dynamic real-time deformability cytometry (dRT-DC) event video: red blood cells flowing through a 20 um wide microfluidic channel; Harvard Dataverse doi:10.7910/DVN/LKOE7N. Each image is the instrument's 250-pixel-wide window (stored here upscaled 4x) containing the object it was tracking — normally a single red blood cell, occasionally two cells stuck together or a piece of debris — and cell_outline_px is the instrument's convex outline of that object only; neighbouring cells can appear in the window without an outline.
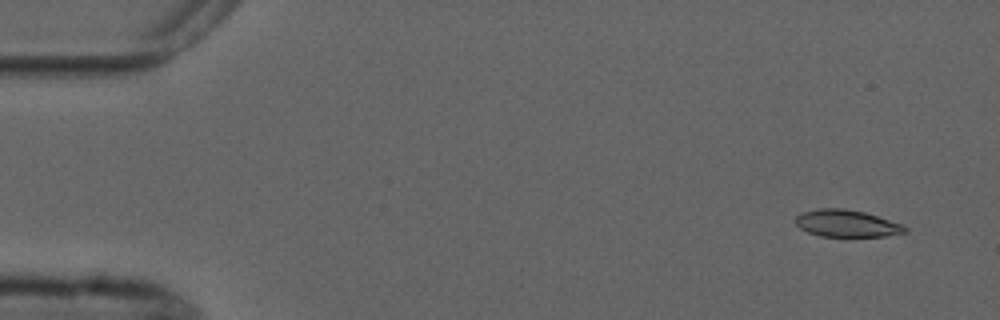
{"species": "common noctule bat (a hibernating species)", "species_latin": "Nyctalus noctula", "temperature_condition": "cold", "stored_images_in_passage": 7, "camera_frame_rate_fps": 3000, "um_per_image_px": 0.085, "animal": {"sex": "male", "forearm_length_mm": 52.5}, "frame": {"image": 1, "passage_image": 1, "time_ms": 0.0, "image_size_px": [1000, 320], "cell_outline_px": [[908, 232], [884, 236], [820, 236], [808, 232], [800, 228], [796, 224], [796, 216], [804, 212], [820, 208], [844, 208], [864, 212], [900, 224], [908, 228]], "centroid_in_image_um": [71.96, 18.99], "position_along_channel_um": 13.0, "area_um2": 16.99}}
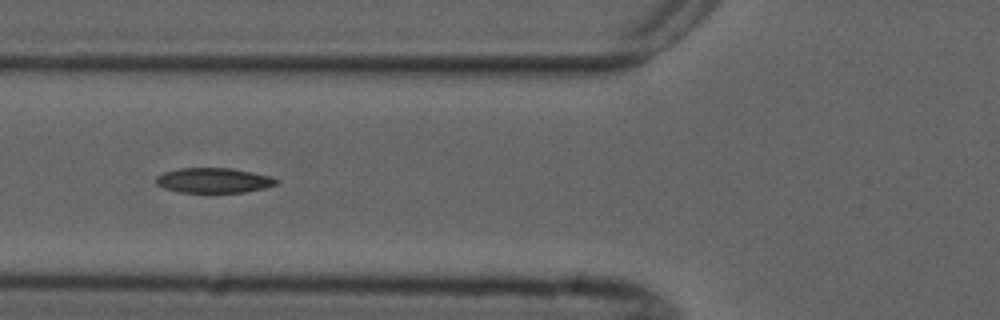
{"frame": {"image": 2, "passage_image": 5, "time_ms": 5.667, "image_size_px": [1000, 320], "cell_outline_px": [[280, 180], [276, 184], [264, 188], [244, 192], [176, 192], [164, 188], [156, 184], [156, 176], [164, 172], [180, 168], [232, 168], [272, 176]], "centroid_in_image_um": [18.16, 15.33], "position_along_channel_um": 107.6, "area_um2": 17.57}}
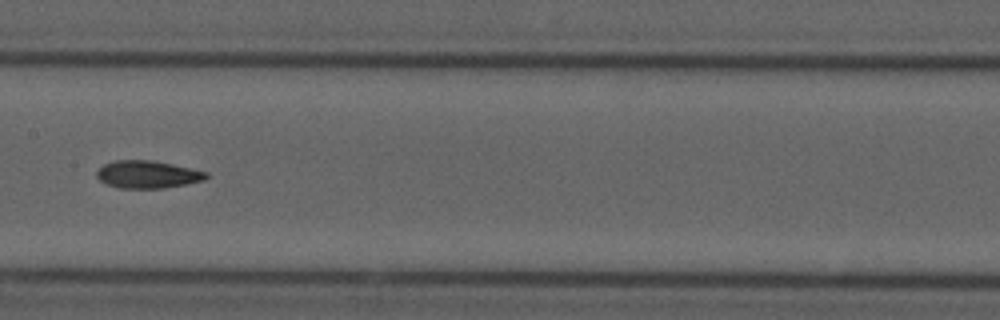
{"frame": {"image": 3, "passage_image": 7, "time_ms": 8.0, "image_size_px": [1000, 320], "cell_outline_px": [[208, 176], [204, 180], [164, 188], [120, 188], [104, 184], [96, 176], [96, 172], [104, 164], [116, 160], [152, 160], [192, 168], [208, 172]], "centroid_in_image_um": [12.53, 14.82], "position_along_channel_um": 194.9, "area_um2": 17.57}}